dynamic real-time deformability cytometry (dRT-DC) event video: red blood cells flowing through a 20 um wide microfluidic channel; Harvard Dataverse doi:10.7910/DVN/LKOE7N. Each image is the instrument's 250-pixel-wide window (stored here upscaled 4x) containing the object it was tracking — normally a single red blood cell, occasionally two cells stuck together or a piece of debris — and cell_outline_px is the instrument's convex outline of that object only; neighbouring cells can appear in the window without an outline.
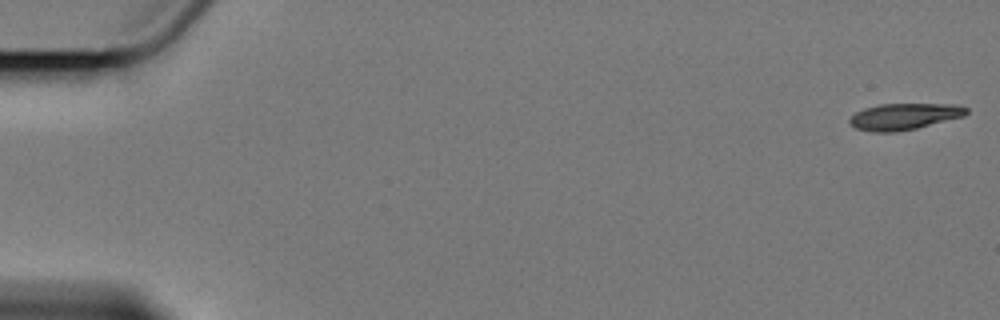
{"species": "Egyptian fruit bat (a non-hibernating species)", "species_latin": "Rousettus aegyptiacus", "temperature_condition": "cold", "stored_images_in_passage": 5, "camera_frame_rate_fps": 3000, "um_per_image_px": 0.085, "animal": {"sex": "female"}, "frame": {"image": 1, "passage_image": 1, "time_ms": 0.0, "image_size_px": [1000, 320], "cell_outline_px": [[968, 112], [964, 116], [916, 128], [896, 132], [868, 132], [856, 128], [848, 120], [856, 112], [864, 108], [880, 104], [956, 104], [968, 108]], "centroid_in_image_um": [76.85, 9.9], "position_along_channel_um": 8.1, "area_um2": 17.92}}
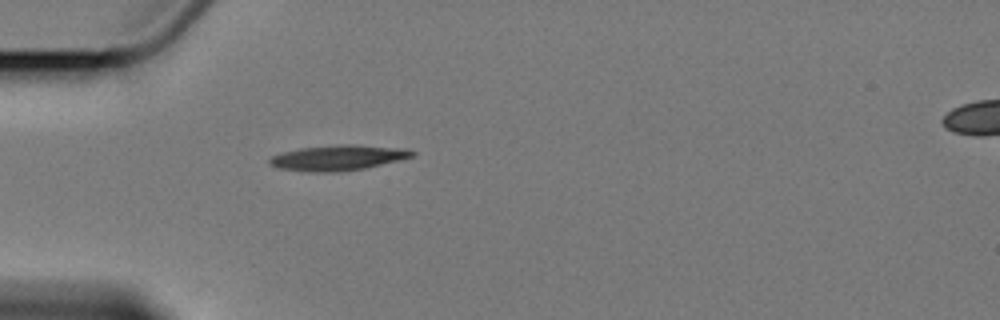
{"frame": {"image": 2, "passage_image": 5, "time_ms": 5.667, "image_size_px": [1000, 320], "cell_outline_px": [[416, 156], [400, 160], [364, 168], [316, 172], [280, 168], [272, 164], [268, 160], [272, 156], [284, 152], [300, 148], [336, 144], [356, 144], [408, 148], [416, 152]], "centroid_in_image_um": [28.84, 13.37], "position_along_channel_um": 56.2, "area_um2": 20.81}}